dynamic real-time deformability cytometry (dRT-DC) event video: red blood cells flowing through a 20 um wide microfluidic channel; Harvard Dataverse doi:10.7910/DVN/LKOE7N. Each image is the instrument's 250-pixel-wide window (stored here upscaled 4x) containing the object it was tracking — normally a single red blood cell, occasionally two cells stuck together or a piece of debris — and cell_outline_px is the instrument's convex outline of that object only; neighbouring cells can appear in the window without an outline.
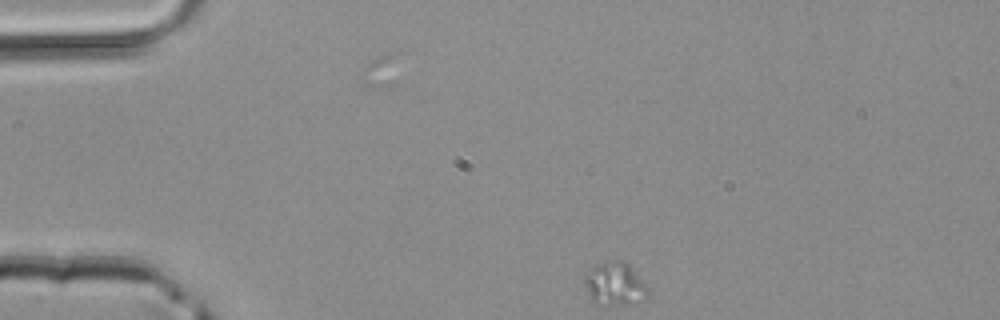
{"species": "common noctule bat (a hibernating species)", "species_latin": "Nyctalus noctula", "temperature_condition": "room temperature", "stored_images_in_passage": 2, "camera_frame_rate_fps": 3000, "um_per_image_px": 0.085, "animal": {"sex": "male", "body_mass_g": 20.4}, "frame": {"image": 1, "passage_image": 1, "time_ms": 0.0, "image_size_px": [1000, 320], "cell_outline_px": [[648, 296], [636, 304], [592, 304], [584, 284], [584, 276], [596, 264], [604, 260], [624, 260], [628, 264], [648, 288]], "centroid_in_image_um": [52.23, 24.13], "position_along_channel_um": 32.8, "area_um2": 16.07}}